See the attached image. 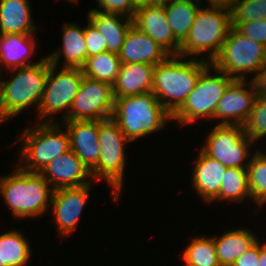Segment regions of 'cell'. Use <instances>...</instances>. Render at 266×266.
<instances>
[{
  "label": "cell",
  "mask_w": 266,
  "mask_h": 266,
  "mask_svg": "<svg viewBox=\"0 0 266 266\" xmlns=\"http://www.w3.org/2000/svg\"><path fill=\"white\" fill-rule=\"evenodd\" d=\"M15 168L0 177V195L14 218H40L50 209L54 189L39 172Z\"/></svg>",
  "instance_id": "1"
},
{
  "label": "cell",
  "mask_w": 266,
  "mask_h": 266,
  "mask_svg": "<svg viewBox=\"0 0 266 266\" xmlns=\"http://www.w3.org/2000/svg\"><path fill=\"white\" fill-rule=\"evenodd\" d=\"M209 64L199 58L170 55L155 66L152 92L171 115L183 105Z\"/></svg>",
  "instance_id": "2"
},
{
  "label": "cell",
  "mask_w": 266,
  "mask_h": 266,
  "mask_svg": "<svg viewBox=\"0 0 266 266\" xmlns=\"http://www.w3.org/2000/svg\"><path fill=\"white\" fill-rule=\"evenodd\" d=\"M8 80L0 73V110L5 122L31 107H38L49 72V59L45 56L38 64L14 68ZM3 80V81H2Z\"/></svg>",
  "instance_id": "3"
},
{
  "label": "cell",
  "mask_w": 266,
  "mask_h": 266,
  "mask_svg": "<svg viewBox=\"0 0 266 266\" xmlns=\"http://www.w3.org/2000/svg\"><path fill=\"white\" fill-rule=\"evenodd\" d=\"M111 119L123 134L134 142L163 130L172 115L162 106L152 91L136 96L114 98Z\"/></svg>",
  "instance_id": "4"
},
{
  "label": "cell",
  "mask_w": 266,
  "mask_h": 266,
  "mask_svg": "<svg viewBox=\"0 0 266 266\" xmlns=\"http://www.w3.org/2000/svg\"><path fill=\"white\" fill-rule=\"evenodd\" d=\"M63 128L65 130L59 122H41L34 128L23 129L19 139L13 142L21 145L17 149L20 161L16 165L25 171L40 173L53 159L69 151V134Z\"/></svg>",
  "instance_id": "5"
},
{
  "label": "cell",
  "mask_w": 266,
  "mask_h": 266,
  "mask_svg": "<svg viewBox=\"0 0 266 266\" xmlns=\"http://www.w3.org/2000/svg\"><path fill=\"white\" fill-rule=\"evenodd\" d=\"M232 28L231 11L224 8L201 7L180 45L179 56L197 58L210 63L219 54L229 30ZM208 52V53H206ZM204 55H203V54ZM203 55V56H202ZM206 58H205V57Z\"/></svg>",
  "instance_id": "6"
},
{
  "label": "cell",
  "mask_w": 266,
  "mask_h": 266,
  "mask_svg": "<svg viewBox=\"0 0 266 266\" xmlns=\"http://www.w3.org/2000/svg\"><path fill=\"white\" fill-rule=\"evenodd\" d=\"M98 143L100 156L97 165L90 171L96 182L104 181L111 187V198L119 201L124 185V172L127 165L126 144L131 141L119 126L110 118L98 121Z\"/></svg>",
  "instance_id": "7"
},
{
  "label": "cell",
  "mask_w": 266,
  "mask_h": 266,
  "mask_svg": "<svg viewBox=\"0 0 266 266\" xmlns=\"http://www.w3.org/2000/svg\"><path fill=\"white\" fill-rule=\"evenodd\" d=\"M233 80L210 63L200 74L183 105L172 115V121L181 127L195 124L200 119L214 120L217 104Z\"/></svg>",
  "instance_id": "8"
},
{
  "label": "cell",
  "mask_w": 266,
  "mask_h": 266,
  "mask_svg": "<svg viewBox=\"0 0 266 266\" xmlns=\"http://www.w3.org/2000/svg\"><path fill=\"white\" fill-rule=\"evenodd\" d=\"M265 61L266 46L232 27L211 65L233 79L251 80L250 74L254 77Z\"/></svg>",
  "instance_id": "9"
},
{
  "label": "cell",
  "mask_w": 266,
  "mask_h": 266,
  "mask_svg": "<svg viewBox=\"0 0 266 266\" xmlns=\"http://www.w3.org/2000/svg\"><path fill=\"white\" fill-rule=\"evenodd\" d=\"M57 68L49 61L46 85L36 113L37 118H43L41 122H59L55 118L59 112L62 121L68 117L84 76L81 68L60 67L58 71Z\"/></svg>",
  "instance_id": "10"
},
{
  "label": "cell",
  "mask_w": 266,
  "mask_h": 266,
  "mask_svg": "<svg viewBox=\"0 0 266 266\" xmlns=\"http://www.w3.org/2000/svg\"><path fill=\"white\" fill-rule=\"evenodd\" d=\"M254 143L241 125H215L208 133L201 150L227 168L247 169ZM248 159V160H247Z\"/></svg>",
  "instance_id": "11"
},
{
  "label": "cell",
  "mask_w": 266,
  "mask_h": 266,
  "mask_svg": "<svg viewBox=\"0 0 266 266\" xmlns=\"http://www.w3.org/2000/svg\"><path fill=\"white\" fill-rule=\"evenodd\" d=\"M114 95L112 85L83 76L68 117L64 121H99L112 117Z\"/></svg>",
  "instance_id": "12"
},
{
  "label": "cell",
  "mask_w": 266,
  "mask_h": 266,
  "mask_svg": "<svg viewBox=\"0 0 266 266\" xmlns=\"http://www.w3.org/2000/svg\"><path fill=\"white\" fill-rule=\"evenodd\" d=\"M92 183L78 187L55 189L52 194L50 208L56 225L57 234L62 239L71 235L80 221V215L86 207Z\"/></svg>",
  "instance_id": "13"
},
{
  "label": "cell",
  "mask_w": 266,
  "mask_h": 266,
  "mask_svg": "<svg viewBox=\"0 0 266 266\" xmlns=\"http://www.w3.org/2000/svg\"><path fill=\"white\" fill-rule=\"evenodd\" d=\"M256 96L257 92L251 80L234 79L217 104L214 121H221L216 125L243 126L253 109Z\"/></svg>",
  "instance_id": "14"
},
{
  "label": "cell",
  "mask_w": 266,
  "mask_h": 266,
  "mask_svg": "<svg viewBox=\"0 0 266 266\" xmlns=\"http://www.w3.org/2000/svg\"><path fill=\"white\" fill-rule=\"evenodd\" d=\"M132 19L134 26L149 35L170 55H179L181 44L174 38L163 4L157 2L138 7Z\"/></svg>",
  "instance_id": "15"
},
{
  "label": "cell",
  "mask_w": 266,
  "mask_h": 266,
  "mask_svg": "<svg viewBox=\"0 0 266 266\" xmlns=\"http://www.w3.org/2000/svg\"><path fill=\"white\" fill-rule=\"evenodd\" d=\"M40 174L54 190L93 183L91 172L71 149L53 159Z\"/></svg>",
  "instance_id": "16"
},
{
  "label": "cell",
  "mask_w": 266,
  "mask_h": 266,
  "mask_svg": "<svg viewBox=\"0 0 266 266\" xmlns=\"http://www.w3.org/2000/svg\"><path fill=\"white\" fill-rule=\"evenodd\" d=\"M118 55L122 64L145 63L154 66L170 56L161 45L133 24L128 30Z\"/></svg>",
  "instance_id": "17"
},
{
  "label": "cell",
  "mask_w": 266,
  "mask_h": 266,
  "mask_svg": "<svg viewBox=\"0 0 266 266\" xmlns=\"http://www.w3.org/2000/svg\"><path fill=\"white\" fill-rule=\"evenodd\" d=\"M62 123L69 134L70 149L91 171L97 165L101 151L98 143V121L76 120Z\"/></svg>",
  "instance_id": "18"
},
{
  "label": "cell",
  "mask_w": 266,
  "mask_h": 266,
  "mask_svg": "<svg viewBox=\"0 0 266 266\" xmlns=\"http://www.w3.org/2000/svg\"><path fill=\"white\" fill-rule=\"evenodd\" d=\"M226 169L218 160L212 159L199 149L191 173V187L201 201L209 204L219 194Z\"/></svg>",
  "instance_id": "19"
},
{
  "label": "cell",
  "mask_w": 266,
  "mask_h": 266,
  "mask_svg": "<svg viewBox=\"0 0 266 266\" xmlns=\"http://www.w3.org/2000/svg\"><path fill=\"white\" fill-rule=\"evenodd\" d=\"M61 31L62 46L47 55L50 63L59 67V60L64 58L62 60L64 61L63 67L82 68L87 59L85 27L73 22H66L63 23Z\"/></svg>",
  "instance_id": "20"
},
{
  "label": "cell",
  "mask_w": 266,
  "mask_h": 266,
  "mask_svg": "<svg viewBox=\"0 0 266 266\" xmlns=\"http://www.w3.org/2000/svg\"><path fill=\"white\" fill-rule=\"evenodd\" d=\"M35 36V34H0V73L8 69L38 64L43 59L40 58L33 63L30 61L38 46Z\"/></svg>",
  "instance_id": "21"
},
{
  "label": "cell",
  "mask_w": 266,
  "mask_h": 266,
  "mask_svg": "<svg viewBox=\"0 0 266 266\" xmlns=\"http://www.w3.org/2000/svg\"><path fill=\"white\" fill-rule=\"evenodd\" d=\"M154 65L145 63L121 64L117 79L112 85L114 98L136 96L152 91Z\"/></svg>",
  "instance_id": "22"
},
{
  "label": "cell",
  "mask_w": 266,
  "mask_h": 266,
  "mask_svg": "<svg viewBox=\"0 0 266 266\" xmlns=\"http://www.w3.org/2000/svg\"><path fill=\"white\" fill-rule=\"evenodd\" d=\"M86 16L102 34L107 51L119 54L133 19L120 14L88 11Z\"/></svg>",
  "instance_id": "23"
},
{
  "label": "cell",
  "mask_w": 266,
  "mask_h": 266,
  "mask_svg": "<svg viewBox=\"0 0 266 266\" xmlns=\"http://www.w3.org/2000/svg\"><path fill=\"white\" fill-rule=\"evenodd\" d=\"M29 0H0V34H35Z\"/></svg>",
  "instance_id": "24"
},
{
  "label": "cell",
  "mask_w": 266,
  "mask_h": 266,
  "mask_svg": "<svg viewBox=\"0 0 266 266\" xmlns=\"http://www.w3.org/2000/svg\"><path fill=\"white\" fill-rule=\"evenodd\" d=\"M257 234L245 227L225 231L220 236L214 235L216 253L221 266H231L258 240Z\"/></svg>",
  "instance_id": "25"
},
{
  "label": "cell",
  "mask_w": 266,
  "mask_h": 266,
  "mask_svg": "<svg viewBox=\"0 0 266 266\" xmlns=\"http://www.w3.org/2000/svg\"><path fill=\"white\" fill-rule=\"evenodd\" d=\"M30 241L20 230L0 234V266H26L32 258Z\"/></svg>",
  "instance_id": "26"
},
{
  "label": "cell",
  "mask_w": 266,
  "mask_h": 266,
  "mask_svg": "<svg viewBox=\"0 0 266 266\" xmlns=\"http://www.w3.org/2000/svg\"><path fill=\"white\" fill-rule=\"evenodd\" d=\"M163 5L174 38L182 44L188 36L202 5L200 2L167 3Z\"/></svg>",
  "instance_id": "27"
},
{
  "label": "cell",
  "mask_w": 266,
  "mask_h": 266,
  "mask_svg": "<svg viewBox=\"0 0 266 266\" xmlns=\"http://www.w3.org/2000/svg\"><path fill=\"white\" fill-rule=\"evenodd\" d=\"M248 198L251 201L248 184L247 169L243 168H227L219 194L212 200L213 201H229L238 204L244 202Z\"/></svg>",
  "instance_id": "28"
},
{
  "label": "cell",
  "mask_w": 266,
  "mask_h": 266,
  "mask_svg": "<svg viewBox=\"0 0 266 266\" xmlns=\"http://www.w3.org/2000/svg\"><path fill=\"white\" fill-rule=\"evenodd\" d=\"M119 55L109 51L88 57L83 65V75L113 85L121 68Z\"/></svg>",
  "instance_id": "29"
},
{
  "label": "cell",
  "mask_w": 266,
  "mask_h": 266,
  "mask_svg": "<svg viewBox=\"0 0 266 266\" xmlns=\"http://www.w3.org/2000/svg\"><path fill=\"white\" fill-rule=\"evenodd\" d=\"M181 257L184 266H221L212 236H195L182 251Z\"/></svg>",
  "instance_id": "30"
},
{
  "label": "cell",
  "mask_w": 266,
  "mask_h": 266,
  "mask_svg": "<svg viewBox=\"0 0 266 266\" xmlns=\"http://www.w3.org/2000/svg\"><path fill=\"white\" fill-rule=\"evenodd\" d=\"M261 151L254 149L247 166L249 193L257 208L266 205V152Z\"/></svg>",
  "instance_id": "31"
},
{
  "label": "cell",
  "mask_w": 266,
  "mask_h": 266,
  "mask_svg": "<svg viewBox=\"0 0 266 266\" xmlns=\"http://www.w3.org/2000/svg\"><path fill=\"white\" fill-rule=\"evenodd\" d=\"M244 133L255 143L266 137V95L257 94L254 106L246 123Z\"/></svg>",
  "instance_id": "32"
},
{
  "label": "cell",
  "mask_w": 266,
  "mask_h": 266,
  "mask_svg": "<svg viewBox=\"0 0 266 266\" xmlns=\"http://www.w3.org/2000/svg\"><path fill=\"white\" fill-rule=\"evenodd\" d=\"M232 27L242 22L266 19V0H238L231 10Z\"/></svg>",
  "instance_id": "33"
},
{
  "label": "cell",
  "mask_w": 266,
  "mask_h": 266,
  "mask_svg": "<svg viewBox=\"0 0 266 266\" xmlns=\"http://www.w3.org/2000/svg\"><path fill=\"white\" fill-rule=\"evenodd\" d=\"M98 6L89 11H99L103 13L120 14L129 18H133L137 7L132 0H96ZM100 8V9H98Z\"/></svg>",
  "instance_id": "34"
},
{
  "label": "cell",
  "mask_w": 266,
  "mask_h": 266,
  "mask_svg": "<svg viewBox=\"0 0 266 266\" xmlns=\"http://www.w3.org/2000/svg\"><path fill=\"white\" fill-rule=\"evenodd\" d=\"M85 25V43L87 46V58L107 51V44H104L103 35L88 20Z\"/></svg>",
  "instance_id": "35"
},
{
  "label": "cell",
  "mask_w": 266,
  "mask_h": 266,
  "mask_svg": "<svg viewBox=\"0 0 266 266\" xmlns=\"http://www.w3.org/2000/svg\"><path fill=\"white\" fill-rule=\"evenodd\" d=\"M236 29L242 35L266 46V19L242 22Z\"/></svg>",
  "instance_id": "36"
},
{
  "label": "cell",
  "mask_w": 266,
  "mask_h": 266,
  "mask_svg": "<svg viewBox=\"0 0 266 266\" xmlns=\"http://www.w3.org/2000/svg\"><path fill=\"white\" fill-rule=\"evenodd\" d=\"M260 256V240L243 253L231 266H255Z\"/></svg>",
  "instance_id": "37"
},
{
  "label": "cell",
  "mask_w": 266,
  "mask_h": 266,
  "mask_svg": "<svg viewBox=\"0 0 266 266\" xmlns=\"http://www.w3.org/2000/svg\"><path fill=\"white\" fill-rule=\"evenodd\" d=\"M257 94L266 95V61L259 68V71L251 78Z\"/></svg>",
  "instance_id": "38"
},
{
  "label": "cell",
  "mask_w": 266,
  "mask_h": 266,
  "mask_svg": "<svg viewBox=\"0 0 266 266\" xmlns=\"http://www.w3.org/2000/svg\"><path fill=\"white\" fill-rule=\"evenodd\" d=\"M208 6L205 7H212V8H224L228 10H232L238 0H206Z\"/></svg>",
  "instance_id": "39"
},
{
  "label": "cell",
  "mask_w": 266,
  "mask_h": 266,
  "mask_svg": "<svg viewBox=\"0 0 266 266\" xmlns=\"http://www.w3.org/2000/svg\"><path fill=\"white\" fill-rule=\"evenodd\" d=\"M260 240V256L259 261H257L255 266H266V240H263L264 243Z\"/></svg>",
  "instance_id": "40"
},
{
  "label": "cell",
  "mask_w": 266,
  "mask_h": 266,
  "mask_svg": "<svg viewBox=\"0 0 266 266\" xmlns=\"http://www.w3.org/2000/svg\"><path fill=\"white\" fill-rule=\"evenodd\" d=\"M161 4H167V3H187V2H200L201 5L205 4L202 3V0H158Z\"/></svg>",
  "instance_id": "41"
},
{
  "label": "cell",
  "mask_w": 266,
  "mask_h": 266,
  "mask_svg": "<svg viewBox=\"0 0 266 266\" xmlns=\"http://www.w3.org/2000/svg\"><path fill=\"white\" fill-rule=\"evenodd\" d=\"M132 2L138 8L144 5L157 3L158 0H132Z\"/></svg>",
  "instance_id": "42"
},
{
  "label": "cell",
  "mask_w": 266,
  "mask_h": 266,
  "mask_svg": "<svg viewBox=\"0 0 266 266\" xmlns=\"http://www.w3.org/2000/svg\"><path fill=\"white\" fill-rule=\"evenodd\" d=\"M3 123H6V122H4L3 120H2V118H1V110H0V124L2 125ZM0 125V126H1Z\"/></svg>",
  "instance_id": "43"
},
{
  "label": "cell",
  "mask_w": 266,
  "mask_h": 266,
  "mask_svg": "<svg viewBox=\"0 0 266 266\" xmlns=\"http://www.w3.org/2000/svg\"><path fill=\"white\" fill-rule=\"evenodd\" d=\"M65 1H68V3H69V1L72 3H76V2H78V0H65Z\"/></svg>",
  "instance_id": "44"
}]
</instances>
